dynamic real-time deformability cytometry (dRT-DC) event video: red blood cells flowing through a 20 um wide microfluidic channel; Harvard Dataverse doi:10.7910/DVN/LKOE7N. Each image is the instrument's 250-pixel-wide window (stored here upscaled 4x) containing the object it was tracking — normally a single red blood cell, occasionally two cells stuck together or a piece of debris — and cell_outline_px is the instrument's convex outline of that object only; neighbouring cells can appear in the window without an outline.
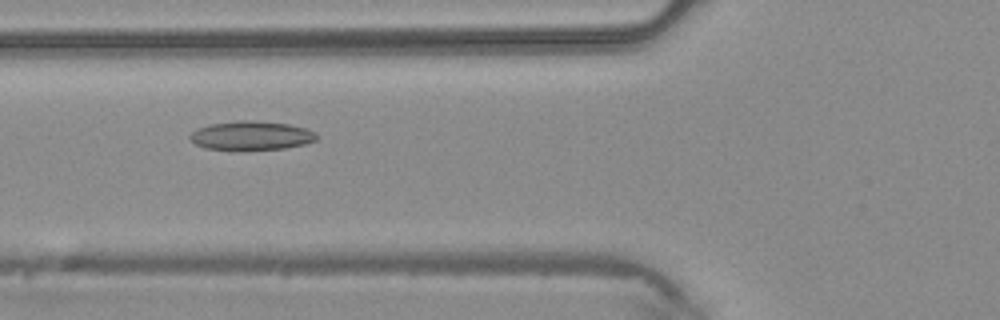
{"species": "common noctule bat (a hibernating species)", "species_latin": "Nyctalus noctula", "temperature_condition": "warm", "stored_images_in_passage": 36, "camera_frame_rate_fps": 3000, "um_per_image_px": 0.085, "animal": {"sex": "male", "body_mass_g": 20.4}, "frame": {"image": 1, "passage_image": 9, "time_ms": 2.667, "image_size_px": [1000, 320], "cell_outline_px": [[320, 136], [316, 140], [304, 144], [284, 148], [236, 152], [232, 152], [208, 148], [196, 144], [188, 136], [192, 132], [208, 124], [240, 120], [252, 120], [288, 124], [304, 128], [316, 132]], "centroid_in_image_um": [21.36, 11.55], "position_along_channel_um": 104.4, "area_um2": 21.85}}
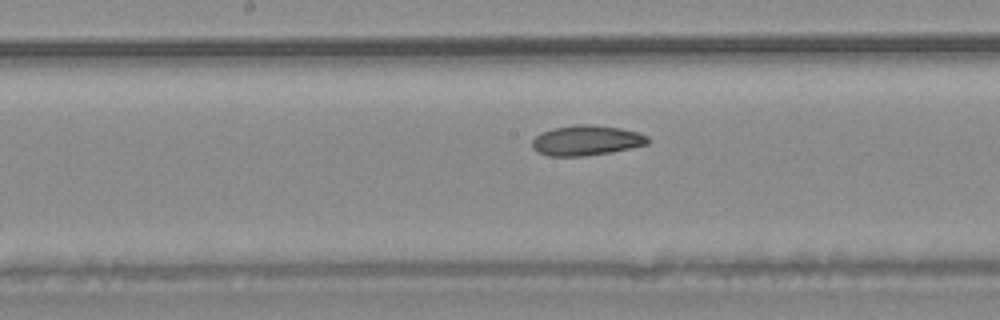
{"frame": {"image": 2, "passage_image": 15, "time_ms": 4.667, "image_size_px": [1000, 320], "cell_outline_px": [[652, 140], [648, 144], [632, 148], [612, 152], [584, 156], [548, 156], [536, 152], [532, 148], [532, 140], [540, 132], [552, 128], [576, 124], [592, 124], [620, 128], [640, 132], [648, 136]], "centroid_in_image_um": [49.86, 11.93], "position_along_channel_um": 198.3, "area_um2": 20.75}}
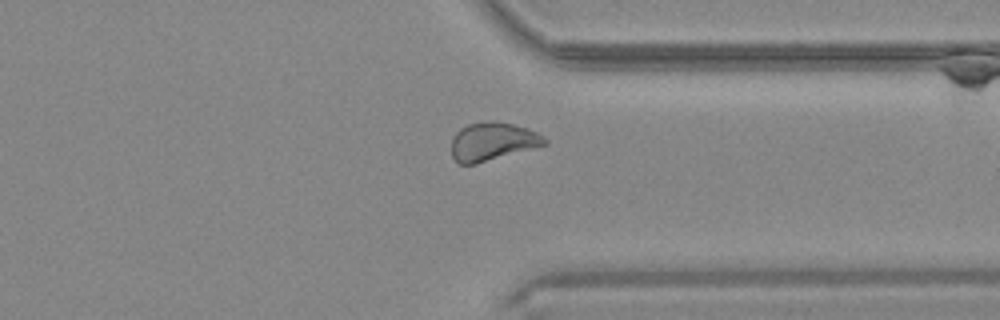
{"frame": {"image": 3, "passage_image": 26, "time_ms": 8.333, "image_size_px": [1000, 320], "cell_outline_px": [[548, 144], [476, 164], [460, 164], [452, 156], [452, 140], [456, 132], [460, 128], [468, 124], [488, 120], [492, 120], [512, 124], [536, 132], [544, 136], [548, 140]], "centroid_in_image_um": [41.86, 12.02], "position_along_channel_um": 369.5, "area_um2": 20.69}}